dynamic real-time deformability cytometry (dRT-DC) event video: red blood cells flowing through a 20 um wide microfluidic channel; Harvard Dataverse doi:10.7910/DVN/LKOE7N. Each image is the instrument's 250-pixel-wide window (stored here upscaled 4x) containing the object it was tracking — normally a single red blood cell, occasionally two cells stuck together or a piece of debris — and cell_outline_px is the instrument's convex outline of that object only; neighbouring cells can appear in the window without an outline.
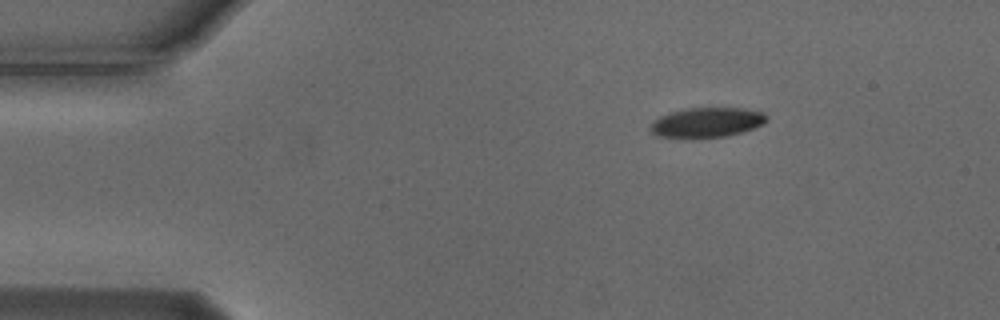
{"species": "Egyptian fruit bat (a non-hibernating species)", "species_latin": "Rousettus aegyptiacus", "temperature_condition": "cold", "stored_images_in_passage": 48, "camera_frame_rate_fps": 3000, "um_per_image_px": 0.085, "animal": {"sex": "male"}, "frame": {"image": 1, "passage_image": 1, "time_ms": 0.0, "image_size_px": [1000, 320], "cell_outline_px": [[768, 120], [764, 124], [728, 136], [656, 136], [648, 128], [652, 120], [668, 112], [688, 108], [740, 108], [764, 112], [768, 116]], "centroid_in_image_um": [60.08, 10.37], "position_along_channel_um": 24.9, "area_um2": 19.88}}
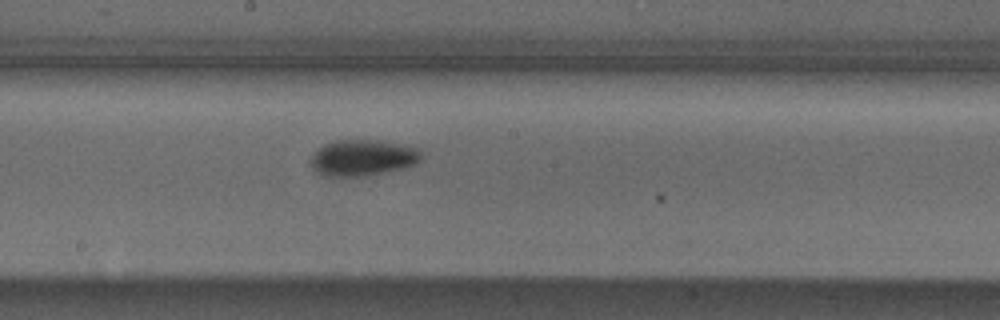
{"frame": {"image": 2, "passage_image": 22, "time_ms": 7.0, "image_size_px": [1000, 320], "cell_outline_px": [[420, 160], [416, 164], [404, 168], [364, 176], [324, 176], [316, 172], [312, 168], [308, 160], [316, 148], [324, 144], [336, 140], [380, 140], [420, 148]], "centroid_in_image_um": [30.78, 13.4], "position_along_channel_um": 217.4, "area_um2": 23.58}}
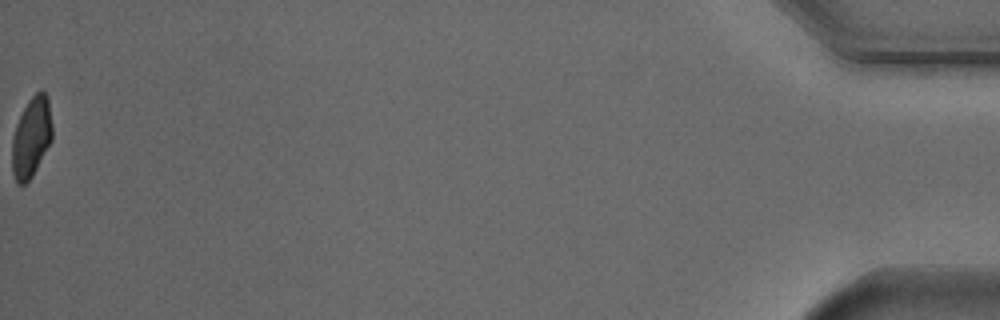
{"frame": {"image": 3, "passage_image": 48, "time_ms": 15.667, "image_size_px": [1000, 320], "cell_outline_px": [[52, 140], [32, 176], [24, 184], [20, 184], [16, 180], [12, 172], [12, 140], [16, 124], [28, 100], [40, 88], [44, 88], [48, 96], [52, 124]], "centroid_in_image_um": [2.68, 11.6], "position_along_channel_um": 432.5, "area_um2": 18.84}, "authors_computed_cell_mechanics": {"area_um2": 21.8484, "velocity_mm_per_s": 3.7188, "shape_relaxation_time_tau1_ms": 3.9507, "shape_relaxation_time_tau2_ms": null, "deformation_change_tau1": 0.1134, "deformation_change_tau2": null}}